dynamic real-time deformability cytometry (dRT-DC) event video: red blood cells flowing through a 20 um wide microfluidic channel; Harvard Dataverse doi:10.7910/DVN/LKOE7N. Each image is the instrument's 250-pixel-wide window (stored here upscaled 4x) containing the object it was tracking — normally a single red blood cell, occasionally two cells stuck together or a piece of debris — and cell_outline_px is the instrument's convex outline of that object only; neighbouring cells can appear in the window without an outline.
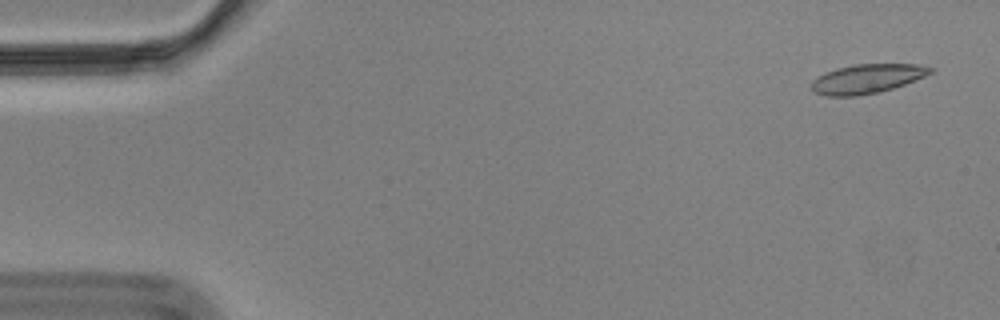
{"species": "Egyptian fruit bat (a non-hibernating species)", "species_latin": "Rousettus aegyptiacus", "temperature_condition": "cold", "stored_images_in_passage": 57, "camera_frame_rate_fps": 3000, "um_per_image_px": 0.085, "animal": {"sex": "male"}, "frame": {"image": 1, "passage_image": 3, "time_ms": 0.667, "image_size_px": [1000, 320], "cell_outline_px": [[932, 72], [924, 76], [904, 84], [892, 88], [876, 92], [856, 96], [828, 96], [812, 92], [808, 88], [812, 80], [816, 76], [836, 68], [856, 64], [916, 64], [932, 68]], "centroid_in_image_um": [73.59, 6.7], "position_along_channel_um": 11.4, "area_um2": 20.17}}
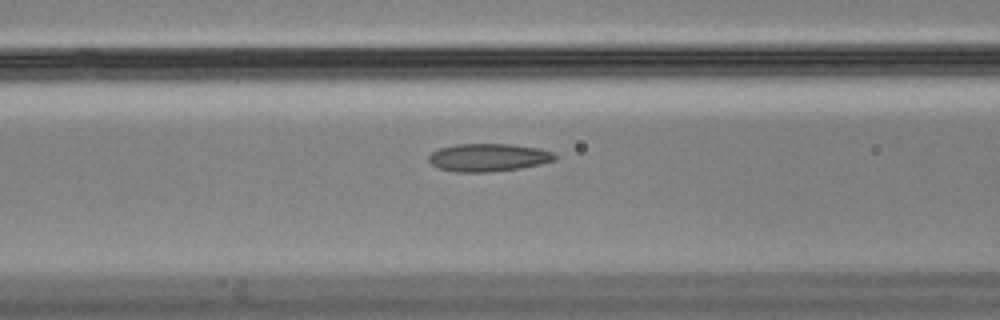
{"frame": {"image": 2, "passage_image": 23, "time_ms": 7.333, "image_size_px": [1000, 320], "cell_outline_px": [[556, 160], [540, 164], [520, 168], [488, 172], [456, 172], [440, 168], [432, 164], [428, 160], [428, 156], [432, 152], [440, 148], [456, 144], [512, 144], [540, 148], [556, 152]], "centroid_in_image_um": [41.55, 13.38], "position_along_channel_um": 125.1, "area_um2": 20.58}}
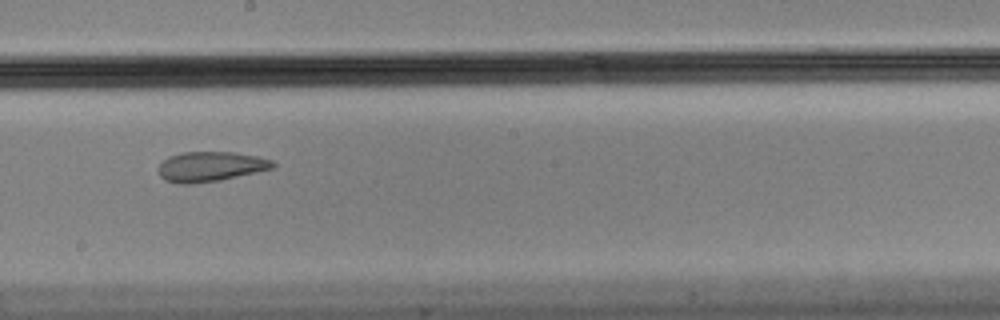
{"frame": {"image": 3, "passage_image": 32, "time_ms": 10.333, "image_size_px": [1000, 320], "cell_outline_px": [[276, 168], [220, 180], [188, 184], [180, 184], [164, 180], [160, 176], [160, 164], [168, 156], [180, 152], [236, 152], [256, 156], [272, 160], [276, 164]], "centroid_in_image_um": [17.92, 14.15], "position_along_channel_um": 230.3, "area_um2": 20.0}, "authors_computed_cell_mechanics": {"area_um2": 20.9236, "velocity_mm_per_s": 3.5141, "shape_relaxation_time_tau1_ms": null, "shape_relaxation_time_tau2_ms": 1.2542, "deformation_change_tau1": null, "deformation_change_tau2": 0.0741}}